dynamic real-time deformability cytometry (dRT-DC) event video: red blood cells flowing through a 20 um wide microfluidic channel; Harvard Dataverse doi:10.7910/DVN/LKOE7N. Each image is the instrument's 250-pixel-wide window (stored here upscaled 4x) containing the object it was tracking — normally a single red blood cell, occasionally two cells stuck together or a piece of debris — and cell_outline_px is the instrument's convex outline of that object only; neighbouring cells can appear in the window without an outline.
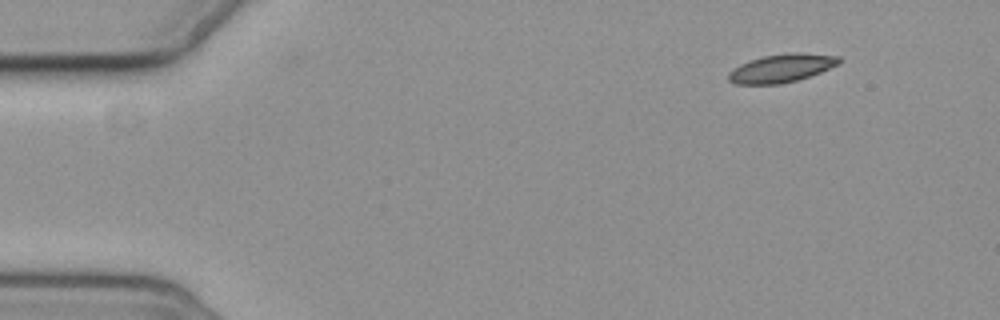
{"species": "common noctule bat (a hibernating species)", "species_latin": "Nyctalus noctula", "temperature_condition": "cold", "stored_images_in_passage": 3, "camera_frame_rate_fps": 3000, "um_per_image_px": 0.085, "animal": {"sex": "female", "body_mass_g": 19.3, "forearm_length_mm": 54.1}, "frame": {"image": 1, "passage_image": 1, "time_ms": 0.0, "image_size_px": [1000, 320], "cell_outline_px": [[840, 64], [820, 72], [796, 80], [780, 84], [736, 84], [728, 80], [728, 72], [732, 68], [740, 64], [764, 56], [788, 52], [800, 52], [840, 56]], "centroid_in_image_um": [66.43, 5.79], "position_along_channel_um": 18.6, "area_um2": 18.21}}
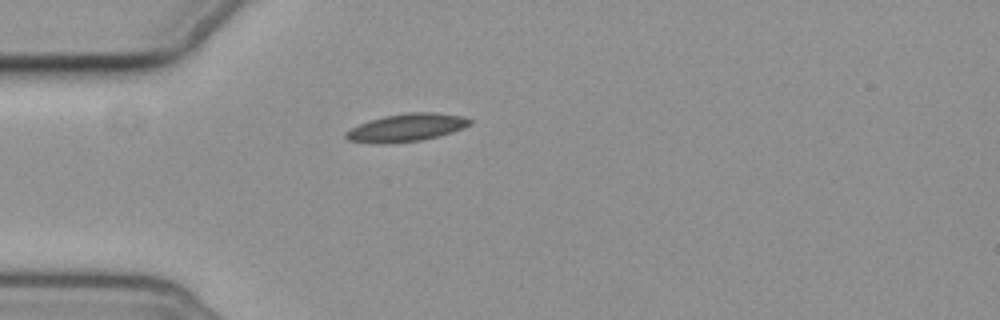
{"frame": {"image": 2, "passage_image": 3, "time_ms": 3.333, "image_size_px": [1000, 320], "cell_outline_px": [[472, 124], [452, 132], [420, 140], [380, 144], [376, 144], [348, 140], [344, 136], [344, 132], [360, 124], [384, 116], [408, 112], [432, 112], [464, 116], [472, 120]], "centroid_in_image_um": [34.55, 10.84], "position_along_channel_um": 50.4, "area_um2": 19.88}}